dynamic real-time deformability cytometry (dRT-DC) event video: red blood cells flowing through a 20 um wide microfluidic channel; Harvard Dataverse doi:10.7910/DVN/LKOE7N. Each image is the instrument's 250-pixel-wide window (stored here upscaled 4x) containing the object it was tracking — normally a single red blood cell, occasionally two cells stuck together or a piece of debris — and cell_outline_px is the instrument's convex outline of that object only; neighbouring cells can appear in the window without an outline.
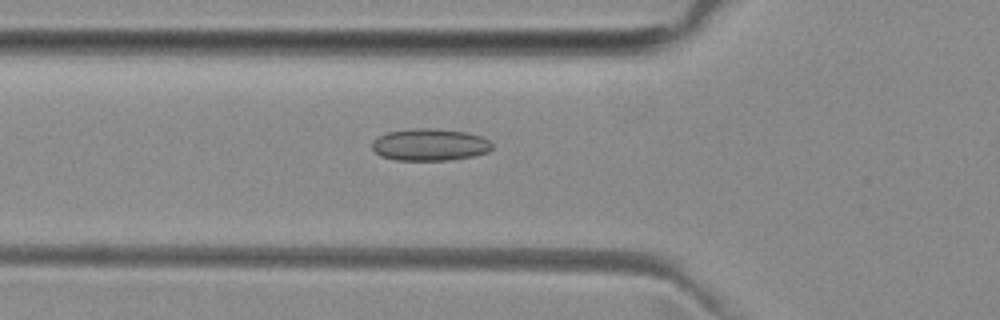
{"species": "common noctule bat (a hibernating species)", "species_latin": "Nyctalus noctula", "temperature_condition": "room temperature", "stored_images_in_passage": 35, "camera_frame_rate_fps": 3000, "um_per_image_px": 0.085, "animal": {"sex": "female", "body_mass_g": 29.2, "forearm_length_mm": 56.3}, "frame": {"image": 1, "passage_image": 7, "time_ms": 2.0, "image_size_px": [1000, 320], "cell_outline_px": [[492, 148], [488, 152], [476, 156], [448, 160], [396, 160], [380, 156], [372, 148], [372, 140], [388, 132], [412, 128], [428, 128], [468, 132], [480, 136], [488, 140], [492, 144]], "centroid_in_image_um": [36.54, 12.3], "position_along_channel_um": 89.3, "area_um2": 22.48}}
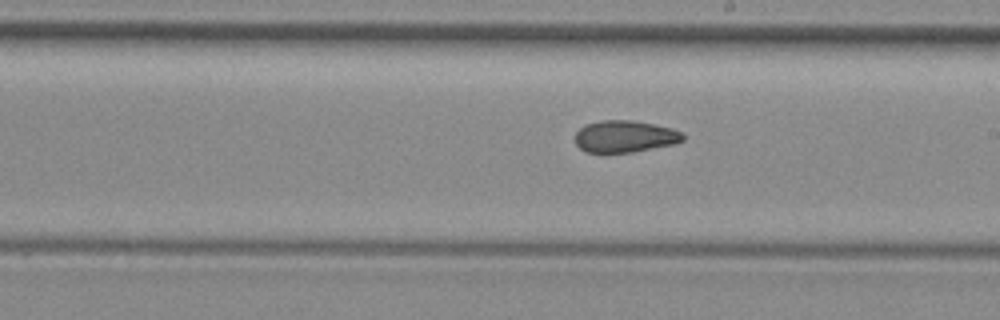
{"frame": {"image": 2, "passage_image": 18, "time_ms": 5.667, "image_size_px": [1000, 320], "cell_outline_px": [[684, 140], [672, 144], [632, 152], [584, 152], [576, 144], [576, 132], [584, 124], [600, 120], [632, 120], [672, 128], [680, 132], [684, 136]], "centroid_in_image_um": [53.07, 11.59], "position_along_channel_um": 235.9, "area_um2": 19.88}}
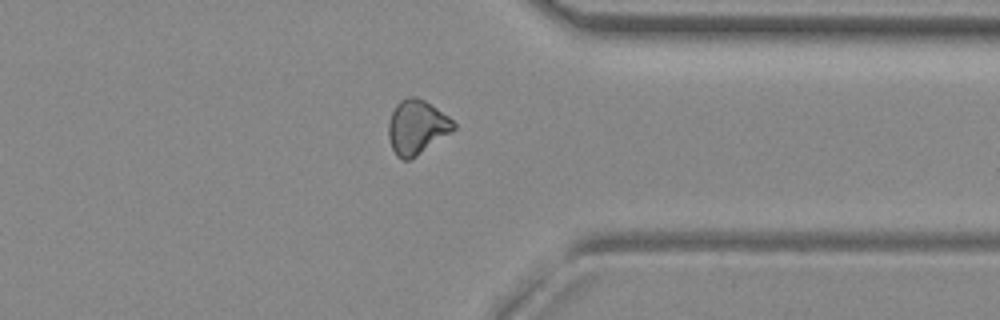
{"frame": {"image": 3, "passage_image": 29, "time_ms": 9.333, "image_size_px": [1000, 320], "cell_outline_px": [[456, 128], [416, 156], [408, 160], [400, 160], [396, 156], [392, 148], [388, 136], [388, 124], [392, 112], [396, 104], [400, 100], [408, 96], [416, 96], [424, 100], [448, 116], [456, 124]], "centroid_in_image_um": [35.4, 10.8], "position_along_channel_um": 376.0, "area_um2": 20.46}, "authors_computed_cell_mechanics": {"area_um2": 20.2878, "velocity_mm_per_s": 3.984, "shape_relaxation_time_tau1_ms": null, "shape_relaxation_time_tau2_ms": 2.9834, "deformation_change_tau1": null, "deformation_change_tau2": 0.0926}}